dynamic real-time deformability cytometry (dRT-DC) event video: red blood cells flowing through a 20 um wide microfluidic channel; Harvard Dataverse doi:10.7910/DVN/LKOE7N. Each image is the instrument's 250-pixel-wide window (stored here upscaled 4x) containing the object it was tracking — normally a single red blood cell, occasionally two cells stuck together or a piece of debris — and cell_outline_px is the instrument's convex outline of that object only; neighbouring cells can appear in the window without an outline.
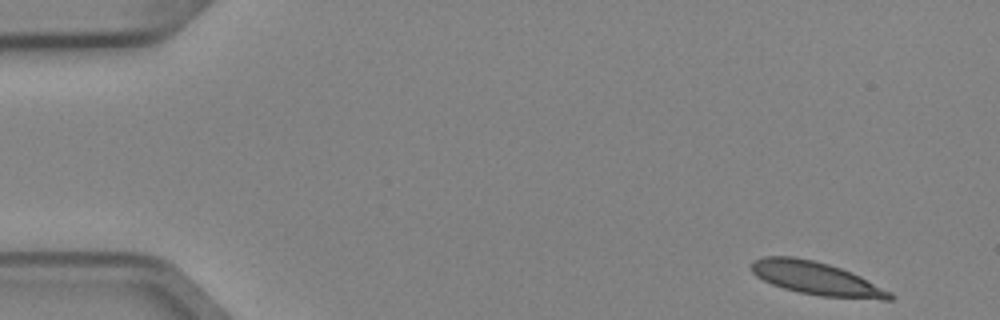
{"species": "Egyptian fruit bat (a non-hibernating species)", "species_latin": "Rousettus aegyptiacus", "temperature_condition": "cold", "stored_images_in_passage": 5, "segment_of_instrument_passage": [1, 2], "camera_frame_rate_fps": 3000, "um_per_image_px": 0.085, "animal": {"sex": "female"}, "frame": {"image": 1, "passage_image": 1, "time_ms": 0.0, "image_size_px": [1000, 320], "cell_outline_px": [[892, 300], [880, 300], [820, 296], [800, 292], [784, 288], [772, 284], [756, 276], [752, 272], [752, 260], [764, 256], [792, 256], [812, 260], [828, 264], [852, 272], [892, 292]], "centroid_in_image_um": [69.4, 23.67], "position_along_channel_um": 15.6, "area_um2": 26.59}}
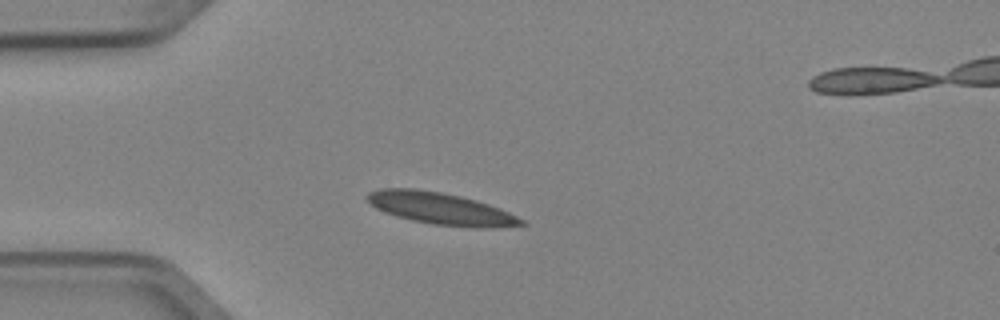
{"frame": {"image": 2, "passage_image": 4, "time_ms": 1.0, "image_size_px": [1000, 320], "cell_outline_px": [[528, 224], [488, 228], [476, 228], [432, 224], [412, 220], [396, 216], [384, 212], [376, 208], [364, 196], [368, 192], [380, 188], [416, 188], [440, 192], [460, 196], [476, 200], [500, 208], [524, 220]], "centroid_in_image_um": [37.44, 17.72], "position_along_channel_um": 47.6, "area_um2": 28.67}}